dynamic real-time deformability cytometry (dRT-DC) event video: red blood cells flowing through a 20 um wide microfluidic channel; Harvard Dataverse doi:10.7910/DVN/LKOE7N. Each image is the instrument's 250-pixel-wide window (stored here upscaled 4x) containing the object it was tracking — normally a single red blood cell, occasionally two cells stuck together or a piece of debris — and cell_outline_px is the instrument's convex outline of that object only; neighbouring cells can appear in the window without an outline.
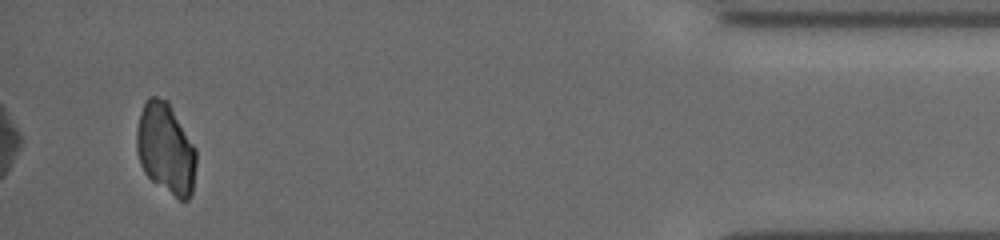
{"species": "common noctule bat (a hibernating species)", "species_latin": "Nyctalus noctula", "temperature_condition": "cold", "stored_images_in_passage": 40, "camera_frame_rate_fps": 3000, "um_per_image_px": 0.085, "animal": {"sex": "female", "body_mass_g": 19.5, "forearm_length_mm": 54.1}, "frame": {"image": 1, "passage_image": 38, "time_ms": 12.333, "image_size_px": [1000, 240], "cell_outline_px": [[196, 164], [192, 196], [188, 200], [180, 200], [152, 180], [144, 172], [140, 164], [136, 152], [136, 132], [140, 112], [144, 100], [148, 96], [156, 96], [168, 100], [196, 148]], "centroid_in_image_um": [14.08, 12.6], "position_along_channel_um": 421.1, "area_um2": 31.96}}